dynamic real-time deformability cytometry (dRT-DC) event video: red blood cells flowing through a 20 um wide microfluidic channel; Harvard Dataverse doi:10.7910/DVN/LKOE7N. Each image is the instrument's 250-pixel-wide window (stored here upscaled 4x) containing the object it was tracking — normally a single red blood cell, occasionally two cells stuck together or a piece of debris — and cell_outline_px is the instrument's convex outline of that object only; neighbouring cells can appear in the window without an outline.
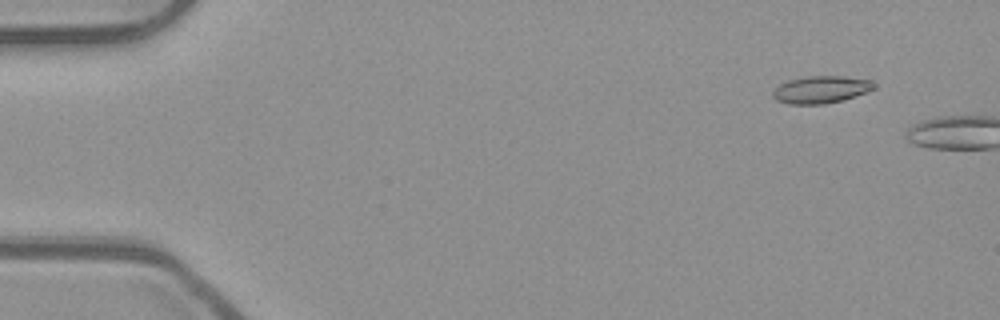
{"species": "common noctule bat (a hibernating species)", "species_latin": "Nyctalus noctula", "temperature_condition": "room temperature", "stored_images_in_passage": 4, "camera_frame_rate_fps": 3000, "um_per_image_px": 0.085, "animal": {"sex": "male", "body_mass_g": 23.1, "forearm_length_mm": 52.7}, "frame": {"image": 1, "passage_image": 2, "time_ms": 0.333, "image_size_px": [1000, 320], "cell_outline_px": [[876, 88], [840, 100], [824, 104], [788, 104], [776, 100], [772, 96], [772, 92], [780, 84], [788, 80], [808, 76], [844, 76], [872, 80], [876, 84]], "centroid_in_image_um": [69.76, 7.6], "position_along_channel_um": 15.2, "area_um2": 15.95}}